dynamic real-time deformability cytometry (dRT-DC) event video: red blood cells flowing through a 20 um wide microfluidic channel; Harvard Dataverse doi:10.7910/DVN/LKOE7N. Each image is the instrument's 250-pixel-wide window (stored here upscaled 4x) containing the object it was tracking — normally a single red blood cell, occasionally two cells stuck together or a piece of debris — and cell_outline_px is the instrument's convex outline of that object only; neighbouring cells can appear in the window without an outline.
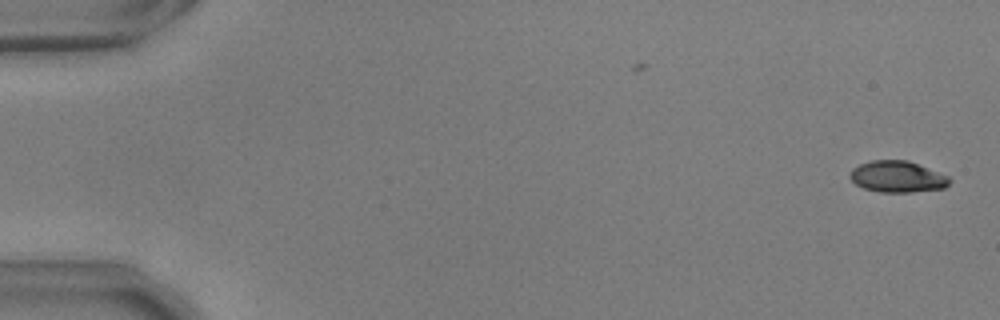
{"species": "common noctule bat (a hibernating species)", "species_latin": "Nyctalus noctula", "temperature_condition": "warm", "stored_images_in_passage": 54, "camera_frame_rate_fps": 3000, "um_per_image_px": 0.085, "animal": {"sex": "male", "body_mass_g": 17.9, "forearm_length_mm": 54.2}, "frame": {"image": 1, "passage_image": 1, "time_ms": 0.0, "image_size_px": [1000, 320], "cell_outline_px": [[952, 180], [944, 188], [912, 192], [880, 192], [864, 188], [856, 184], [848, 176], [852, 168], [860, 164], [872, 160], [908, 160], [948, 176]], "centroid_in_image_um": [76.26, 15.02], "position_along_channel_um": 8.7, "area_um2": 18.15}}
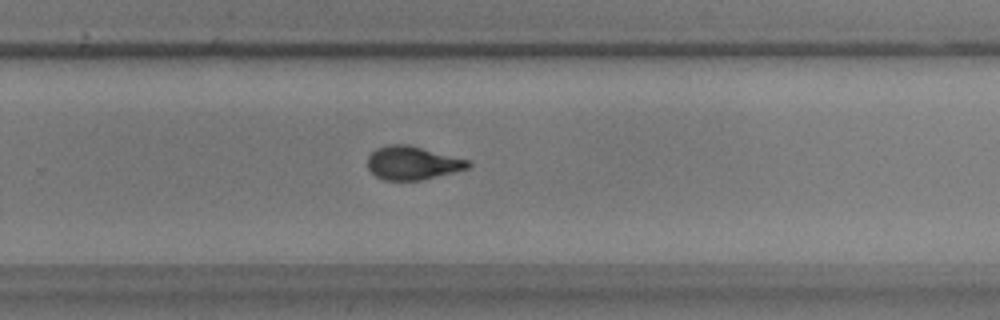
{"frame": {"image": 2, "passage_image": 36, "time_ms": 11.667, "image_size_px": [1000, 320], "cell_outline_px": [[472, 164], [468, 168], [420, 180], [384, 180], [376, 176], [368, 168], [368, 156], [376, 148], [388, 144], [408, 144], [472, 160]], "centroid_in_image_um": [35.08, 13.83], "position_along_channel_um": 294.7, "area_um2": 19.65}}
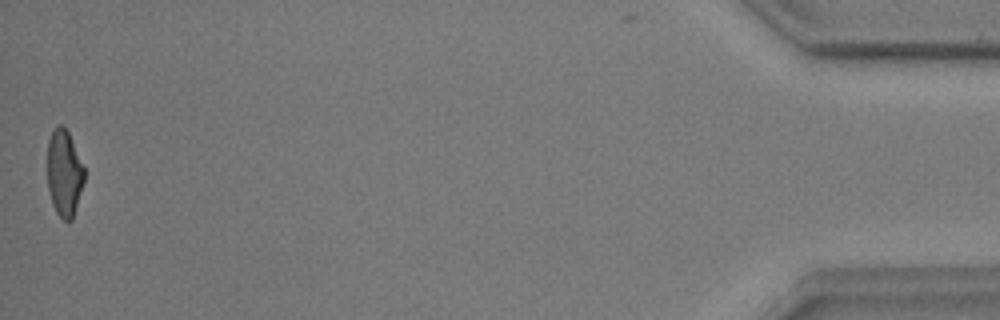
{"frame": {"image": 3, "passage_image": 54, "time_ms": 17.667, "image_size_px": [1000, 320], "cell_outline_px": [[84, 180], [72, 220], [64, 220], [56, 212], [52, 204], [48, 188], [48, 140], [52, 132], [60, 124], [68, 132], [84, 168]], "centroid_in_image_um": [5.45, 14.74], "position_along_channel_um": 429.8, "area_um2": 18.15}, "authors_computed_cell_mechanics": {"area_um2": 19.8832, "velocity_mm_per_s": 3.7221, "shape_relaxation_time_tau1_ms": 3.5736, "shape_relaxation_time_tau2_ms": 1.4656, "deformation_change_tau1": 0.1525, "deformation_change_tau2": 0.0709}}